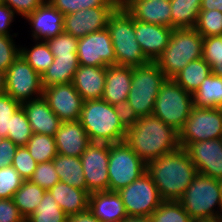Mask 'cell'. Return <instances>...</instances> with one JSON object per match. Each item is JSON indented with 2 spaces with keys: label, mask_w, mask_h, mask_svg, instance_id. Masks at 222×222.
Returning <instances> with one entry per match:
<instances>
[{
  "label": "cell",
  "mask_w": 222,
  "mask_h": 222,
  "mask_svg": "<svg viewBox=\"0 0 222 222\" xmlns=\"http://www.w3.org/2000/svg\"><path fill=\"white\" fill-rule=\"evenodd\" d=\"M194 107L222 108V77L210 74L193 93Z\"/></svg>",
  "instance_id": "f1b7e54d"
},
{
  "label": "cell",
  "mask_w": 222,
  "mask_h": 222,
  "mask_svg": "<svg viewBox=\"0 0 222 222\" xmlns=\"http://www.w3.org/2000/svg\"><path fill=\"white\" fill-rule=\"evenodd\" d=\"M57 154L80 157L91 143L80 121L61 122L56 134Z\"/></svg>",
  "instance_id": "7402d4cb"
},
{
  "label": "cell",
  "mask_w": 222,
  "mask_h": 222,
  "mask_svg": "<svg viewBox=\"0 0 222 222\" xmlns=\"http://www.w3.org/2000/svg\"><path fill=\"white\" fill-rule=\"evenodd\" d=\"M18 146L10 139L3 138L0 142V169L11 166Z\"/></svg>",
  "instance_id": "816d5d0a"
},
{
  "label": "cell",
  "mask_w": 222,
  "mask_h": 222,
  "mask_svg": "<svg viewBox=\"0 0 222 222\" xmlns=\"http://www.w3.org/2000/svg\"><path fill=\"white\" fill-rule=\"evenodd\" d=\"M192 219L222 216L219 180L198 174L178 200Z\"/></svg>",
  "instance_id": "ba28073f"
},
{
  "label": "cell",
  "mask_w": 222,
  "mask_h": 222,
  "mask_svg": "<svg viewBox=\"0 0 222 222\" xmlns=\"http://www.w3.org/2000/svg\"><path fill=\"white\" fill-rule=\"evenodd\" d=\"M191 222H222V216L194 218Z\"/></svg>",
  "instance_id": "11a10c76"
},
{
  "label": "cell",
  "mask_w": 222,
  "mask_h": 222,
  "mask_svg": "<svg viewBox=\"0 0 222 222\" xmlns=\"http://www.w3.org/2000/svg\"><path fill=\"white\" fill-rule=\"evenodd\" d=\"M222 138V108L193 107L179 131V145Z\"/></svg>",
  "instance_id": "7c38bea8"
},
{
  "label": "cell",
  "mask_w": 222,
  "mask_h": 222,
  "mask_svg": "<svg viewBox=\"0 0 222 222\" xmlns=\"http://www.w3.org/2000/svg\"><path fill=\"white\" fill-rule=\"evenodd\" d=\"M125 142L146 164L180 147L179 132L154 115L140 117L126 131Z\"/></svg>",
  "instance_id": "7a4b0ae2"
},
{
  "label": "cell",
  "mask_w": 222,
  "mask_h": 222,
  "mask_svg": "<svg viewBox=\"0 0 222 222\" xmlns=\"http://www.w3.org/2000/svg\"><path fill=\"white\" fill-rule=\"evenodd\" d=\"M202 58L211 66L212 74L222 77V36L204 38Z\"/></svg>",
  "instance_id": "74e56055"
},
{
  "label": "cell",
  "mask_w": 222,
  "mask_h": 222,
  "mask_svg": "<svg viewBox=\"0 0 222 222\" xmlns=\"http://www.w3.org/2000/svg\"><path fill=\"white\" fill-rule=\"evenodd\" d=\"M88 209L100 222H121L128 216L120 195L112 191L91 193Z\"/></svg>",
  "instance_id": "cb8c5ba5"
},
{
  "label": "cell",
  "mask_w": 222,
  "mask_h": 222,
  "mask_svg": "<svg viewBox=\"0 0 222 222\" xmlns=\"http://www.w3.org/2000/svg\"><path fill=\"white\" fill-rule=\"evenodd\" d=\"M110 143L91 142L80 156L87 192L108 191Z\"/></svg>",
  "instance_id": "4fadbf2b"
},
{
  "label": "cell",
  "mask_w": 222,
  "mask_h": 222,
  "mask_svg": "<svg viewBox=\"0 0 222 222\" xmlns=\"http://www.w3.org/2000/svg\"><path fill=\"white\" fill-rule=\"evenodd\" d=\"M194 28L203 38L222 36V12L218 10H201Z\"/></svg>",
  "instance_id": "f35d334b"
},
{
  "label": "cell",
  "mask_w": 222,
  "mask_h": 222,
  "mask_svg": "<svg viewBox=\"0 0 222 222\" xmlns=\"http://www.w3.org/2000/svg\"><path fill=\"white\" fill-rule=\"evenodd\" d=\"M45 191L30 180H24L20 188L13 194L12 200L25 220L40 205Z\"/></svg>",
  "instance_id": "1f68e13d"
},
{
  "label": "cell",
  "mask_w": 222,
  "mask_h": 222,
  "mask_svg": "<svg viewBox=\"0 0 222 222\" xmlns=\"http://www.w3.org/2000/svg\"><path fill=\"white\" fill-rule=\"evenodd\" d=\"M45 41L54 56L77 55L78 38L69 33L63 31L59 35Z\"/></svg>",
  "instance_id": "60d3db41"
},
{
  "label": "cell",
  "mask_w": 222,
  "mask_h": 222,
  "mask_svg": "<svg viewBox=\"0 0 222 222\" xmlns=\"http://www.w3.org/2000/svg\"><path fill=\"white\" fill-rule=\"evenodd\" d=\"M146 172L164 201H178L198 175V170L182 147L148 162Z\"/></svg>",
  "instance_id": "6da1fadb"
},
{
  "label": "cell",
  "mask_w": 222,
  "mask_h": 222,
  "mask_svg": "<svg viewBox=\"0 0 222 222\" xmlns=\"http://www.w3.org/2000/svg\"><path fill=\"white\" fill-rule=\"evenodd\" d=\"M34 45L21 46L20 54L27 61V63L41 76L49 68L54 61V55L51 53L50 48L46 41L34 40Z\"/></svg>",
  "instance_id": "d6a6232c"
},
{
  "label": "cell",
  "mask_w": 222,
  "mask_h": 222,
  "mask_svg": "<svg viewBox=\"0 0 222 222\" xmlns=\"http://www.w3.org/2000/svg\"><path fill=\"white\" fill-rule=\"evenodd\" d=\"M184 149L198 174L222 179V138L188 143Z\"/></svg>",
  "instance_id": "2e32d148"
},
{
  "label": "cell",
  "mask_w": 222,
  "mask_h": 222,
  "mask_svg": "<svg viewBox=\"0 0 222 222\" xmlns=\"http://www.w3.org/2000/svg\"><path fill=\"white\" fill-rule=\"evenodd\" d=\"M118 6H100L64 15L63 30L76 38L107 28L110 15Z\"/></svg>",
  "instance_id": "e0dca14e"
},
{
  "label": "cell",
  "mask_w": 222,
  "mask_h": 222,
  "mask_svg": "<svg viewBox=\"0 0 222 222\" xmlns=\"http://www.w3.org/2000/svg\"><path fill=\"white\" fill-rule=\"evenodd\" d=\"M67 214L60 208L52 194L45 191L40 205L25 222H66Z\"/></svg>",
  "instance_id": "836d02e7"
},
{
  "label": "cell",
  "mask_w": 222,
  "mask_h": 222,
  "mask_svg": "<svg viewBox=\"0 0 222 222\" xmlns=\"http://www.w3.org/2000/svg\"><path fill=\"white\" fill-rule=\"evenodd\" d=\"M77 56L79 65H116V56L109 30L103 29L78 38Z\"/></svg>",
  "instance_id": "5bb4252c"
},
{
  "label": "cell",
  "mask_w": 222,
  "mask_h": 222,
  "mask_svg": "<svg viewBox=\"0 0 222 222\" xmlns=\"http://www.w3.org/2000/svg\"><path fill=\"white\" fill-rule=\"evenodd\" d=\"M37 162L30 155L26 146L18 147L12 166L18 171L24 180H29L37 167Z\"/></svg>",
  "instance_id": "bcb514c9"
},
{
  "label": "cell",
  "mask_w": 222,
  "mask_h": 222,
  "mask_svg": "<svg viewBox=\"0 0 222 222\" xmlns=\"http://www.w3.org/2000/svg\"><path fill=\"white\" fill-rule=\"evenodd\" d=\"M117 193L128 216L150 217L164 201L147 172Z\"/></svg>",
  "instance_id": "30bf717a"
},
{
  "label": "cell",
  "mask_w": 222,
  "mask_h": 222,
  "mask_svg": "<svg viewBox=\"0 0 222 222\" xmlns=\"http://www.w3.org/2000/svg\"><path fill=\"white\" fill-rule=\"evenodd\" d=\"M21 107V103L14 100L6 92L0 93V135L7 138L10 130V117Z\"/></svg>",
  "instance_id": "ee69618b"
},
{
  "label": "cell",
  "mask_w": 222,
  "mask_h": 222,
  "mask_svg": "<svg viewBox=\"0 0 222 222\" xmlns=\"http://www.w3.org/2000/svg\"><path fill=\"white\" fill-rule=\"evenodd\" d=\"M202 0H170L171 28H194Z\"/></svg>",
  "instance_id": "f546056e"
},
{
  "label": "cell",
  "mask_w": 222,
  "mask_h": 222,
  "mask_svg": "<svg viewBox=\"0 0 222 222\" xmlns=\"http://www.w3.org/2000/svg\"><path fill=\"white\" fill-rule=\"evenodd\" d=\"M63 15L100 6H119L121 0H48Z\"/></svg>",
  "instance_id": "ab89813d"
},
{
  "label": "cell",
  "mask_w": 222,
  "mask_h": 222,
  "mask_svg": "<svg viewBox=\"0 0 222 222\" xmlns=\"http://www.w3.org/2000/svg\"><path fill=\"white\" fill-rule=\"evenodd\" d=\"M201 10H218L222 12V0H202Z\"/></svg>",
  "instance_id": "db71d44e"
},
{
  "label": "cell",
  "mask_w": 222,
  "mask_h": 222,
  "mask_svg": "<svg viewBox=\"0 0 222 222\" xmlns=\"http://www.w3.org/2000/svg\"><path fill=\"white\" fill-rule=\"evenodd\" d=\"M151 222H191L179 201H163L150 216Z\"/></svg>",
  "instance_id": "8d00e7d4"
},
{
  "label": "cell",
  "mask_w": 222,
  "mask_h": 222,
  "mask_svg": "<svg viewBox=\"0 0 222 222\" xmlns=\"http://www.w3.org/2000/svg\"><path fill=\"white\" fill-rule=\"evenodd\" d=\"M219 186H220V196L222 200V179L219 180Z\"/></svg>",
  "instance_id": "680465c9"
},
{
  "label": "cell",
  "mask_w": 222,
  "mask_h": 222,
  "mask_svg": "<svg viewBox=\"0 0 222 222\" xmlns=\"http://www.w3.org/2000/svg\"><path fill=\"white\" fill-rule=\"evenodd\" d=\"M106 69L107 66H78L72 84L83 101L102 99Z\"/></svg>",
  "instance_id": "603a6c76"
},
{
  "label": "cell",
  "mask_w": 222,
  "mask_h": 222,
  "mask_svg": "<svg viewBox=\"0 0 222 222\" xmlns=\"http://www.w3.org/2000/svg\"><path fill=\"white\" fill-rule=\"evenodd\" d=\"M146 170L147 164L125 141L110 144L108 191L118 192L142 176Z\"/></svg>",
  "instance_id": "9c48e42d"
},
{
  "label": "cell",
  "mask_w": 222,
  "mask_h": 222,
  "mask_svg": "<svg viewBox=\"0 0 222 222\" xmlns=\"http://www.w3.org/2000/svg\"><path fill=\"white\" fill-rule=\"evenodd\" d=\"M32 135L33 131L26 113L23 108L20 107L13 116L10 117V130L7 139H10L18 147H21L26 146Z\"/></svg>",
  "instance_id": "d590c367"
},
{
  "label": "cell",
  "mask_w": 222,
  "mask_h": 222,
  "mask_svg": "<svg viewBox=\"0 0 222 222\" xmlns=\"http://www.w3.org/2000/svg\"><path fill=\"white\" fill-rule=\"evenodd\" d=\"M49 192L67 215L77 214L88 209L90 194L85 190L58 181L49 189Z\"/></svg>",
  "instance_id": "484cf974"
},
{
  "label": "cell",
  "mask_w": 222,
  "mask_h": 222,
  "mask_svg": "<svg viewBox=\"0 0 222 222\" xmlns=\"http://www.w3.org/2000/svg\"><path fill=\"white\" fill-rule=\"evenodd\" d=\"M78 66L77 55L54 56L53 63L41 76L43 87H50L62 83H72Z\"/></svg>",
  "instance_id": "4316f807"
},
{
  "label": "cell",
  "mask_w": 222,
  "mask_h": 222,
  "mask_svg": "<svg viewBox=\"0 0 222 222\" xmlns=\"http://www.w3.org/2000/svg\"><path fill=\"white\" fill-rule=\"evenodd\" d=\"M66 222H100V221L93 215V213L89 209H87L77 214L67 215Z\"/></svg>",
  "instance_id": "f5cc1de1"
},
{
  "label": "cell",
  "mask_w": 222,
  "mask_h": 222,
  "mask_svg": "<svg viewBox=\"0 0 222 222\" xmlns=\"http://www.w3.org/2000/svg\"><path fill=\"white\" fill-rule=\"evenodd\" d=\"M203 36L195 28L174 29L169 44L155 60L167 79H172L191 61L202 58Z\"/></svg>",
  "instance_id": "277c9868"
},
{
  "label": "cell",
  "mask_w": 222,
  "mask_h": 222,
  "mask_svg": "<svg viewBox=\"0 0 222 222\" xmlns=\"http://www.w3.org/2000/svg\"><path fill=\"white\" fill-rule=\"evenodd\" d=\"M0 222H25L12 198L0 199Z\"/></svg>",
  "instance_id": "681fc988"
},
{
  "label": "cell",
  "mask_w": 222,
  "mask_h": 222,
  "mask_svg": "<svg viewBox=\"0 0 222 222\" xmlns=\"http://www.w3.org/2000/svg\"><path fill=\"white\" fill-rule=\"evenodd\" d=\"M42 77L21 56L5 72V91L14 100L23 103L43 96Z\"/></svg>",
  "instance_id": "8fae6325"
},
{
  "label": "cell",
  "mask_w": 222,
  "mask_h": 222,
  "mask_svg": "<svg viewBox=\"0 0 222 222\" xmlns=\"http://www.w3.org/2000/svg\"><path fill=\"white\" fill-rule=\"evenodd\" d=\"M53 164L61 182L87 192V184L80 157L57 154L53 159Z\"/></svg>",
  "instance_id": "83f0119b"
},
{
  "label": "cell",
  "mask_w": 222,
  "mask_h": 222,
  "mask_svg": "<svg viewBox=\"0 0 222 222\" xmlns=\"http://www.w3.org/2000/svg\"><path fill=\"white\" fill-rule=\"evenodd\" d=\"M134 19L171 28V7L167 0H121Z\"/></svg>",
  "instance_id": "ffe728a7"
},
{
  "label": "cell",
  "mask_w": 222,
  "mask_h": 222,
  "mask_svg": "<svg viewBox=\"0 0 222 222\" xmlns=\"http://www.w3.org/2000/svg\"><path fill=\"white\" fill-rule=\"evenodd\" d=\"M79 121L90 142L113 144L125 141L127 130L122 126L114 106L102 99L84 101Z\"/></svg>",
  "instance_id": "3957f363"
},
{
  "label": "cell",
  "mask_w": 222,
  "mask_h": 222,
  "mask_svg": "<svg viewBox=\"0 0 222 222\" xmlns=\"http://www.w3.org/2000/svg\"><path fill=\"white\" fill-rule=\"evenodd\" d=\"M7 6L14 10L17 16L25 18L34 12L45 0H2Z\"/></svg>",
  "instance_id": "c3c4849f"
},
{
  "label": "cell",
  "mask_w": 222,
  "mask_h": 222,
  "mask_svg": "<svg viewBox=\"0 0 222 222\" xmlns=\"http://www.w3.org/2000/svg\"><path fill=\"white\" fill-rule=\"evenodd\" d=\"M121 222H151V219H150V217L127 216Z\"/></svg>",
  "instance_id": "9f6ffc18"
},
{
  "label": "cell",
  "mask_w": 222,
  "mask_h": 222,
  "mask_svg": "<svg viewBox=\"0 0 222 222\" xmlns=\"http://www.w3.org/2000/svg\"><path fill=\"white\" fill-rule=\"evenodd\" d=\"M24 179L11 165L0 169V199H10L20 188Z\"/></svg>",
  "instance_id": "b9f144b4"
},
{
  "label": "cell",
  "mask_w": 222,
  "mask_h": 222,
  "mask_svg": "<svg viewBox=\"0 0 222 222\" xmlns=\"http://www.w3.org/2000/svg\"><path fill=\"white\" fill-rule=\"evenodd\" d=\"M17 14L4 2L0 3V34L6 36H17L19 33H11V25L15 21Z\"/></svg>",
  "instance_id": "f907efd6"
},
{
  "label": "cell",
  "mask_w": 222,
  "mask_h": 222,
  "mask_svg": "<svg viewBox=\"0 0 222 222\" xmlns=\"http://www.w3.org/2000/svg\"><path fill=\"white\" fill-rule=\"evenodd\" d=\"M5 91V72L0 70V93Z\"/></svg>",
  "instance_id": "6f0895ef"
},
{
  "label": "cell",
  "mask_w": 222,
  "mask_h": 222,
  "mask_svg": "<svg viewBox=\"0 0 222 222\" xmlns=\"http://www.w3.org/2000/svg\"><path fill=\"white\" fill-rule=\"evenodd\" d=\"M107 29L113 44L116 65L138 67L150 62L136 40L134 18L122 4L110 15Z\"/></svg>",
  "instance_id": "5b68a950"
},
{
  "label": "cell",
  "mask_w": 222,
  "mask_h": 222,
  "mask_svg": "<svg viewBox=\"0 0 222 222\" xmlns=\"http://www.w3.org/2000/svg\"><path fill=\"white\" fill-rule=\"evenodd\" d=\"M14 37L16 38L17 36L0 34V70L4 72L20 55V46L16 44Z\"/></svg>",
  "instance_id": "f6af8a7d"
},
{
  "label": "cell",
  "mask_w": 222,
  "mask_h": 222,
  "mask_svg": "<svg viewBox=\"0 0 222 222\" xmlns=\"http://www.w3.org/2000/svg\"><path fill=\"white\" fill-rule=\"evenodd\" d=\"M133 67L108 65L102 100L114 105L127 100L131 88Z\"/></svg>",
  "instance_id": "d4e9b609"
},
{
  "label": "cell",
  "mask_w": 222,
  "mask_h": 222,
  "mask_svg": "<svg viewBox=\"0 0 222 222\" xmlns=\"http://www.w3.org/2000/svg\"><path fill=\"white\" fill-rule=\"evenodd\" d=\"M210 74H212L211 66L203 58H200L188 63L172 79L185 91L193 94Z\"/></svg>",
  "instance_id": "4dcf8cb0"
},
{
  "label": "cell",
  "mask_w": 222,
  "mask_h": 222,
  "mask_svg": "<svg viewBox=\"0 0 222 222\" xmlns=\"http://www.w3.org/2000/svg\"><path fill=\"white\" fill-rule=\"evenodd\" d=\"M21 107L26 113L33 133L55 136L61 121L43 96L23 102Z\"/></svg>",
  "instance_id": "44dd1931"
},
{
  "label": "cell",
  "mask_w": 222,
  "mask_h": 222,
  "mask_svg": "<svg viewBox=\"0 0 222 222\" xmlns=\"http://www.w3.org/2000/svg\"><path fill=\"white\" fill-rule=\"evenodd\" d=\"M166 79L155 62L133 67L127 100L139 118L153 115L156 97Z\"/></svg>",
  "instance_id": "52a82bcc"
},
{
  "label": "cell",
  "mask_w": 222,
  "mask_h": 222,
  "mask_svg": "<svg viewBox=\"0 0 222 222\" xmlns=\"http://www.w3.org/2000/svg\"><path fill=\"white\" fill-rule=\"evenodd\" d=\"M29 180L46 191L52 188L58 181H60L53 160L37 164V167Z\"/></svg>",
  "instance_id": "7bdbcfd3"
},
{
  "label": "cell",
  "mask_w": 222,
  "mask_h": 222,
  "mask_svg": "<svg viewBox=\"0 0 222 222\" xmlns=\"http://www.w3.org/2000/svg\"><path fill=\"white\" fill-rule=\"evenodd\" d=\"M136 40L145 57L150 62L155 60L164 52L169 44L173 28L157 24H150L134 19Z\"/></svg>",
  "instance_id": "d6986e66"
},
{
  "label": "cell",
  "mask_w": 222,
  "mask_h": 222,
  "mask_svg": "<svg viewBox=\"0 0 222 222\" xmlns=\"http://www.w3.org/2000/svg\"><path fill=\"white\" fill-rule=\"evenodd\" d=\"M43 88V97L61 122L80 119L84 101L72 83H62Z\"/></svg>",
  "instance_id": "9a60e30c"
},
{
  "label": "cell",
  "mask_w": 222,
  "mask_h": 222,
  "mask_svg": "<svg viewBox=\"0 0 222 222\" xmlns=\"http://www.w3.org/2000/svg\"><path fill=\"white\" fill-rule=\"evenodd\" d=\"M193 107V94L185 91L173 79H166L156 97L153 115L179 132Z\"/></svg>",
  "instance_id": "8992f818"
},
{
  "label": "cell",
  "mask_w": 222,
  "mask_h": 222,
  "mask_svg": "<svg viewBox=\"0 0 222 222\" xmlns=\"http://www.w3.org/2000/svg\"><path fill=\"white\" fill-rule=\"evenodd\" d=\"M26 148L38 164L51 161L57 156L55 137L49 135L33 133Z\"/></svg>",
  "instance_id": "e575fe53"
},
{
  "label": "cell",
  "mask_w": 222,
  "mask_h": 222,
  "mask_svg": "<svg viewBox=\"0 0 222 222\" xmlns=\"http://www.w3.org/2000/svg\"><path fill=\"white\" fill-rule=\"evenodd\" d=\"M115 112L120 119L122 126L128 130L139 120L138 115L135 113L128 100H123L113 105Z\"/></svg>",
  "instance_id": "7dc6e473"
},
{
  "label": "cell",
  "mask_w": 222,
  "mask_h": 222,
  "mask_svg": "<svg viewBox=\"0 0 222 222\" xmlns=\"http://www.w3.org/2000/svg\"><path fill=\"white\" fill-rule=\"evenodd\" d=\"M24 20L31 27V40L45 41L53 38L63 30L64 15L48 0H45L34 12L28 14Z\"/></svg>",
  "instance_id": "ac0fdd59"
}]
</instances>
